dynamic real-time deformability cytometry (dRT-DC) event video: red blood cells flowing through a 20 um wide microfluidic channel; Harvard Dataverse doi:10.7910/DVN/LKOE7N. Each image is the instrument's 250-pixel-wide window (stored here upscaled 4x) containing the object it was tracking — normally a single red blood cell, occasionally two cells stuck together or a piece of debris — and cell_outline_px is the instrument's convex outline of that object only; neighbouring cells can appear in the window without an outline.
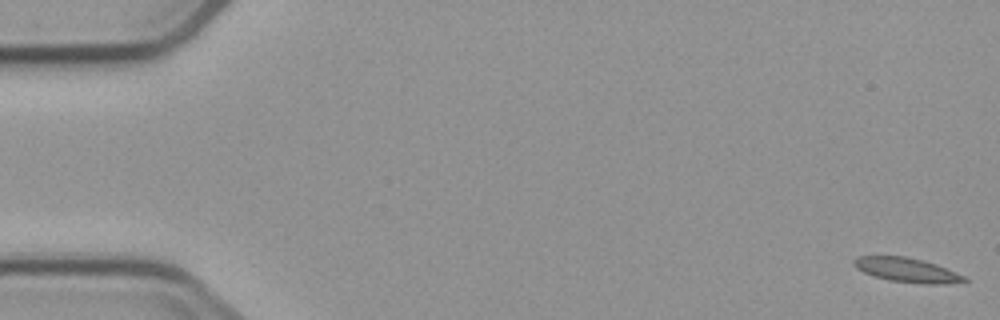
{"species": "common noctule bat (a hibernating species)", "species_latin": "Nyctalus noctula", "temperature_condition": "cold", "stored_images_in_passage": 8, "camera_frame_rate_fps": 3000, "um_per_image_px": 0.085, "animal": {"sex": "male", "body_mass_g": 23.1, "forearm_length_mm": 52.7}, "frame": {"image": 1, "passage_image": 1, "time_ms": 0.0, "image_size_px": [1000, 320], "cell_outline_px": [[968, 280], [944, 284], [924, 284], [888, 280], [872, 276], [856, 268], [852, 264], [852, 260], [856, 256], [904, 256], [924, 260], [936, 264], [964, 276]], "centroid_in_image_um": [77.02, 22.94], "position_along_channel_um": 8.0, "area_um2": 15.66}}
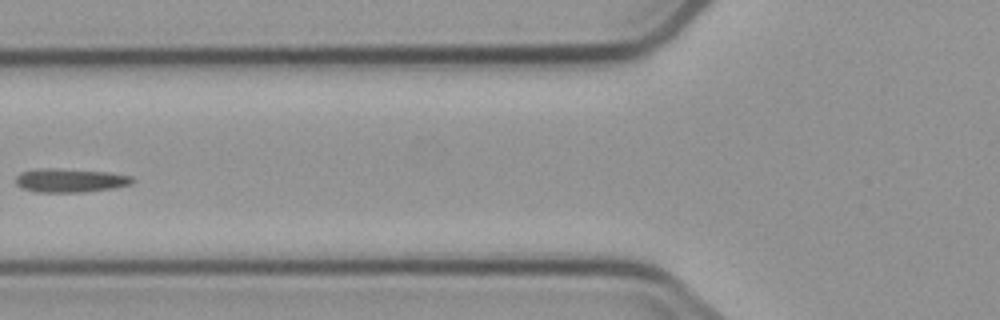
{"frame": {"image": 2, "passage_image": 7, "time_ms": 7.0, "image_size_px": [1000, 320], "cell_outline_px": [[136, 180], [132, 184], [112, 188], [84, 192], [36, 192], [20, 188], [16, 184], [16, 176], [20, 172], [36, 168], [60, 168], [108, 172], [132, 176]], "centroid_in_image_um": [5.94, 15.32], "position_along_channel_um": 119.9, "area_um2": 16.42}}
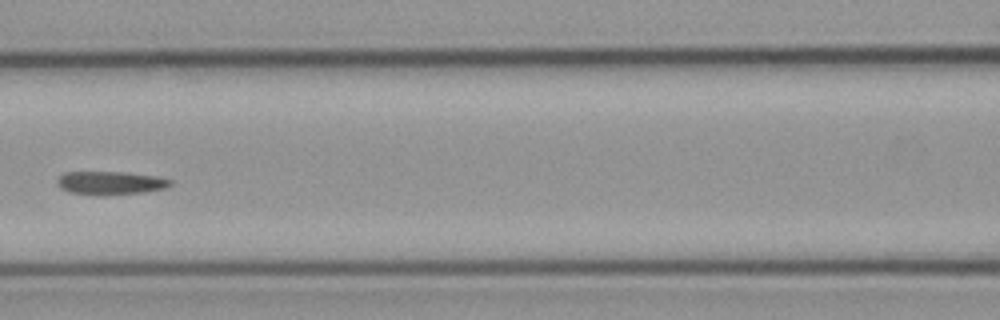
{"frame": {"image": 3, "passage_image": 8, "time_ms": 8.0, "image_size_px": [1000, 320], "cell_outline_px": [[172, 184], [164, 188], [144, 192], [104, 196], [96, 196], [68, 192], [60, 188], [56, 184], [56, 180], [64, 172], [124, 172], [156, 176], [172, 180]], "centroid_in_image_um": [9.34, 15.56], "position_along_channel_um": 157.3, "area_um2": 15.66}}